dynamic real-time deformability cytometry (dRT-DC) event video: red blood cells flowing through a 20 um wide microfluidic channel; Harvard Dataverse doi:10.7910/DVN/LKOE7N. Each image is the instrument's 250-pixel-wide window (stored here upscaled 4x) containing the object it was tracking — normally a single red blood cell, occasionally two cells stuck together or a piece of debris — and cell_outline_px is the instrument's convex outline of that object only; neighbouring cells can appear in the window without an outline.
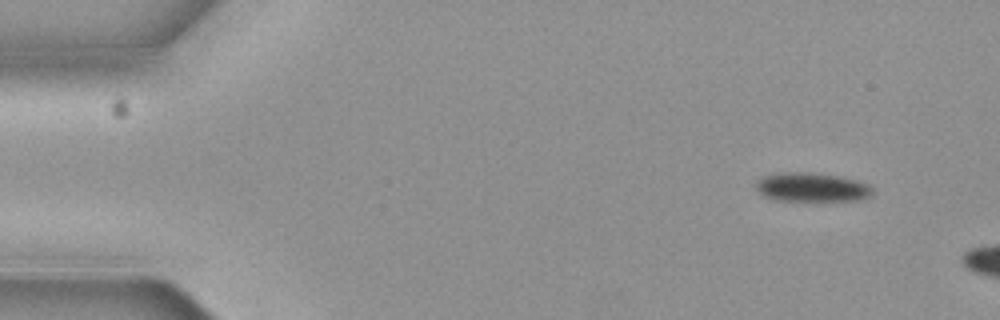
{"species": "common noctule bat (a hibernating species)", "species_latin": "Nyctalus noctula", "temperature_condition": "cold", "stored_images_in_passage": 3, "camera_frame_rate_fps": 3000, "um_per_image_px": 0.085, "animal": {"sex": "female", "body_mass_g": 19.3, "forearm_length_mm": 54.1}, "frame": {"image": 1, "passage_image": 1, "time_ms": 0.0, "image_size_px": [1000, 320], "cell_outline_px": [[872, 196], [860, 200], [772, 200], [756, 192], [756, 180], [764, 176], [788, 172], [808, 172], [836, 176], [856, 180], [868, 184], [872, 188]], "centroid_in_image_um": [68.97, 15.92], "position_along_channel_um": 16.0, "area_um2": 19.59}}